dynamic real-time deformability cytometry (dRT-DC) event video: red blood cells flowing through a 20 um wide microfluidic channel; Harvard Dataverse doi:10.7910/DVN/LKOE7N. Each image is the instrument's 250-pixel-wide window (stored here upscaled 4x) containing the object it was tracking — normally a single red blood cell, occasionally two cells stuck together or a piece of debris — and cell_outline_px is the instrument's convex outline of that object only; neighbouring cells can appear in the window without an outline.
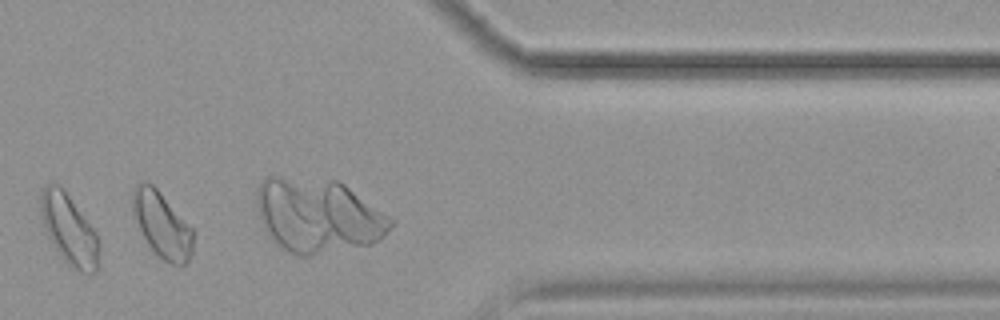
{"species": "common noctule bat (a hibernating species)", "species_latin": "Nyctalus noctula", "temperature_condition": "cold", "stored_images_in_passage": 12, "camera_frame_rate_fps": 3000, "um_per_image_px": 0.085, "animal": {"sex": "female", "body_mass_g": 19.9}, "frame": {"image": 1, "passage_image": 10, "time_ms": 10.333, "image_size_px": [1000, 320], "cell_outline_px": [[100, 248], [96, 272], [88, 276], [72, 268], [60, 256], [52, 244], [48, 236], [40, 212], [40, 192], [44, 184], [56, 184], [68, 196], [92, 228], [100, 240]], "centroid_in_image_um": [5.88, 19.58], "position_along_channel_um": 405.5, "area_um2": 23.7}}